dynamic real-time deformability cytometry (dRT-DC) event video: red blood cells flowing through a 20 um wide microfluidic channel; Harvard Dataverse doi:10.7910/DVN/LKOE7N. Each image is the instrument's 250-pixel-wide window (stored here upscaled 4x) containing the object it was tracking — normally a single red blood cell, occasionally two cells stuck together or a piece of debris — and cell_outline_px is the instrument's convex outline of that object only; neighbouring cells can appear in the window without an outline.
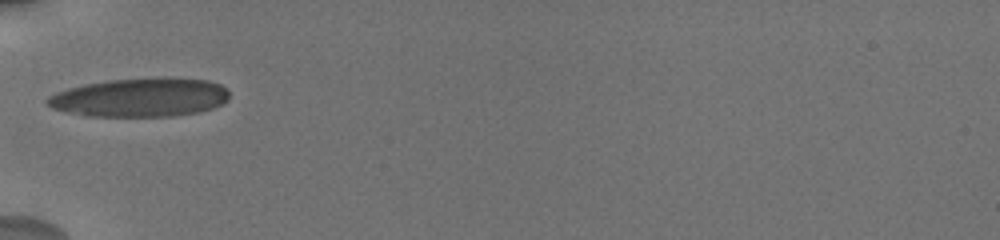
{"species": "human", "species_latin": "Homo sapiens", "temperature_condition": "cold", "stored_images_in_passage": 7, "camera_frame_rate_fps": 3000, "um_per_image_px": 0.085, "donor": {"sex": "male"}, "frame": {"image": 1, "passage_image": 1, "time_ms": 0.0, "image_size_px": [1000, 240], "cell_outline_px": [[228, 100], [212, 108], [196, 112], [172, 116], [88, 116], [68, 112], [52, 108], [44, 104], [44, 100], [48, 96], [56, 92], [68, 88], [84, 84], [108, 80], [160, 76], [168, 76], [208, 80], [220, 84], [228, 92]], "centroid_in_image_um": [11.88, 8.26], "position_along_channel_um": 73.1, "area_um2": 41.56}}
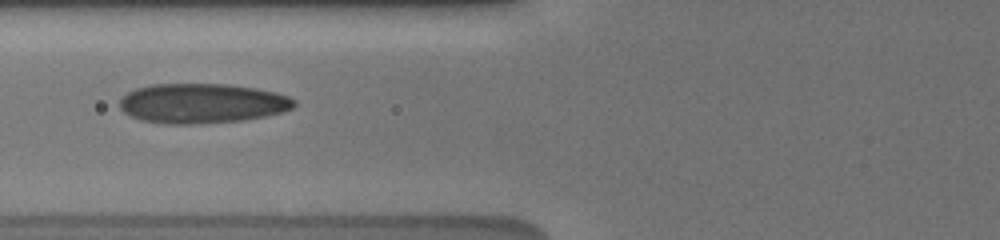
{"frame": {"image": 2, "passage_image": 6, "time_ms": 1.0, "image_size_px": [1000, 240], "cell_outline_px": [[296, 104], [292, 108], [284, 112], [244, 120], [196, 124], [168, 124], [140, 120], [124, 112], [120, 108], [120, 96], [136, 88], [152, 84], [228, 84], [256, 88], [276, 92], [288, 96], [296, 100]], "centroid_in_image_um": [17.18, 8.78], "position_along_channel_um": 108.6, "area_um2": 40.69}}